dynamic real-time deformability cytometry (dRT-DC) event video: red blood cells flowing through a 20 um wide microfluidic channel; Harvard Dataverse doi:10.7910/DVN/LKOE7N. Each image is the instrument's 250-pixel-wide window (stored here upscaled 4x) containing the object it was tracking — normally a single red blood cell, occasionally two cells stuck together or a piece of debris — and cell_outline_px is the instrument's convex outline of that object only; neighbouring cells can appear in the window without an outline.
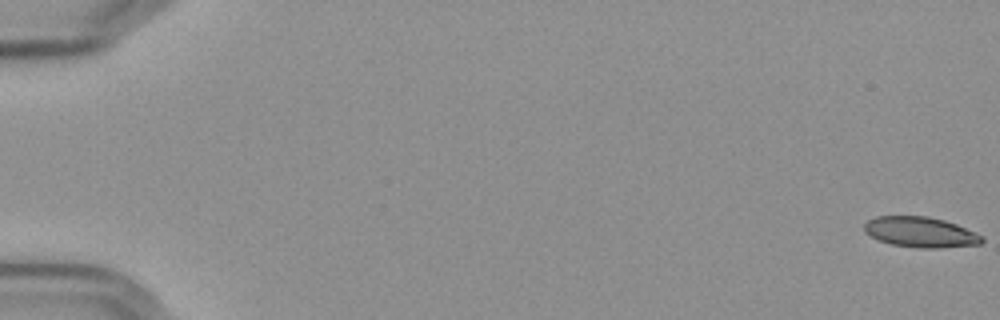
{"species": "Egyptian fruit bat (a non-hibernating species)", "species_latin": "Rousettus aegyptiacus", "temperature_condition": "cold", "stored_images_in_passage": 59, "camera_frame_rate_fps": 3000, "um_per_image_px": 0.085, "frame": {"image": 1, "passage_image": 1, "time_ms": 0.0, "image_size_px": [1000, 320], "cell_outline_px": [[984, 240], [980, 244], [936, 248], [920, 248], [892, 244], [880, 240], [864, 232], [864, 224], [868, 220], [876, 216], [928, 216], [944, 220], [956, 224], [984, 236]], "centroid_in_image_um": [78.25, 19.72], "position_along_channel_um": 6.7, "area_um2": 20.75}}
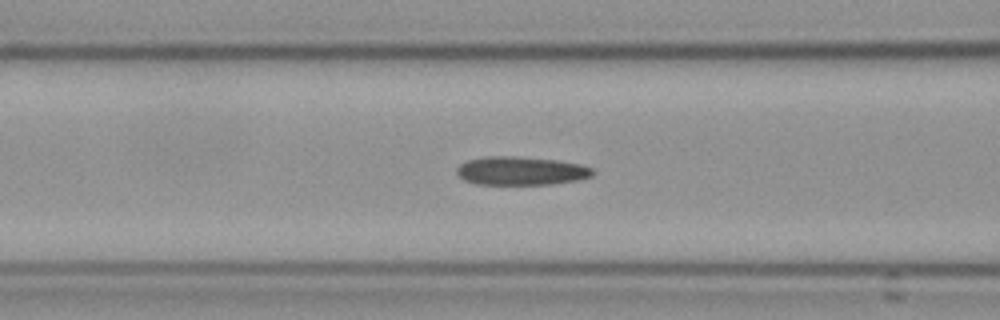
{"frame": {"image": 2, "passage_image": 25, "time_ms": 8.0, "image_size_px": [1000, 320], "cell_outline_px": [[596, 172], [592, 176], [576, 180], [552, 184], [476, 184], [464, 180], [456, 172], [456, 168], [460, 164], [468, 160], [488, 156], [512, 156], [556, 160], [580, 164], [592, 168]], "centroid_in_image_um": [44.28, 14.52], "position_along_channel_um": 122.3, "area_um2": 22.48}}
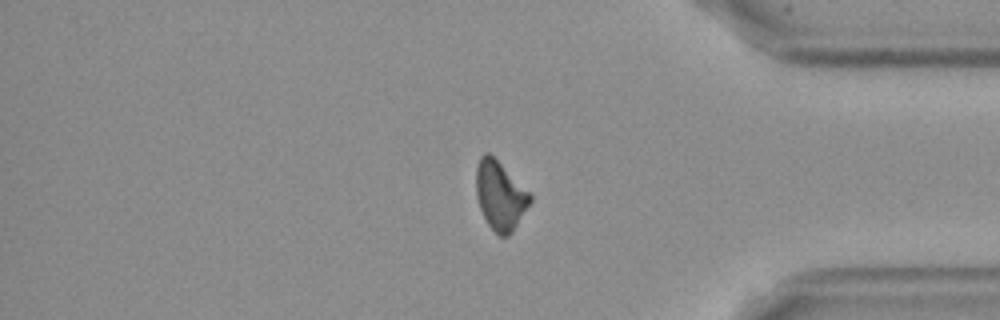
{"frame": {"image": 3, "passage_image": 49, "time_ms": 16.0, "image_size_px": [1000, 320], "cell_outline_px": [[532, 200], [512, 232], [508, 236], [500, 236], [488, 224], [480, 208], [476, 196], [476, 164], [480, 156], [484, 152], [488, 152], [532, 196]], "centroid_in_image_um": [42.48, 16.62], "position_along_channel_um": 392.7, "area_um2": 21.1}, "authors_computed_cell_mechanics": {"area_um2": 22.0796, "velocity_mm_per_s": 3.6038, "shape_relaxation_time_tau1_ms": 11.2837, "shape_relaxation_time_tau2_ms": 9.079, "deformation_change_tau1": 0.1846, "deformation_change_tau2": 0.1856}}